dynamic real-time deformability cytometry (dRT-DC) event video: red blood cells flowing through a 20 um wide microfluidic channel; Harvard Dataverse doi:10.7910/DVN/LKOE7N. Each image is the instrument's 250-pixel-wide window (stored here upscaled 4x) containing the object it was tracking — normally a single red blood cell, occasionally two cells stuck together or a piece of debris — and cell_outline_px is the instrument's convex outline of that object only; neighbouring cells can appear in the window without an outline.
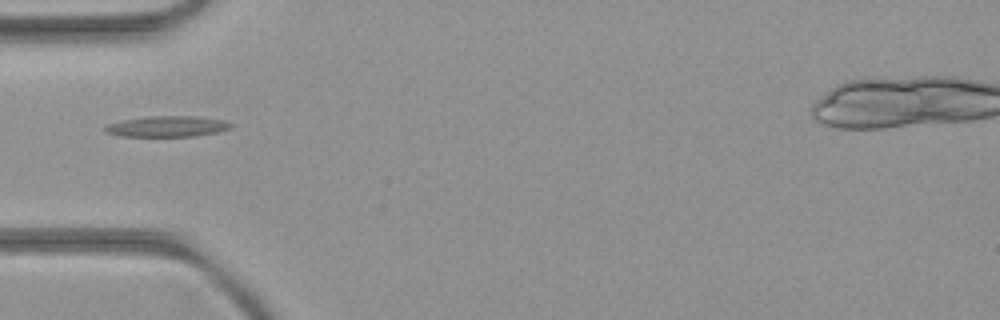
{"species": "common noctule bat (a hibernating species)", "species_latin": "Nyctalus noctula", "temperature_condition": "room temperature", "stored_images_in_passage": 6, "camera_frame_rate_fps": 3000, "um_per_image_px": 0.085, "animal": {"sex": "female", "body_mass_g": 21.9}, "frame": {"image": 1, "passage_image": 5, "time_ms": 5.667, "image_size_px": [1000, 320], "cell_outline_px": [[232, 128], [216, 132], [196, 136], [120, 136], [104, 132], [100, 128], [108, 124], [124, 120], [144, 116], [196, 116], [224, 120], [232, 124]], "centroid_in_image_um": [14.17, 10.74], "position_along_channel_um": 70.8, "area_um2": 15.37}}
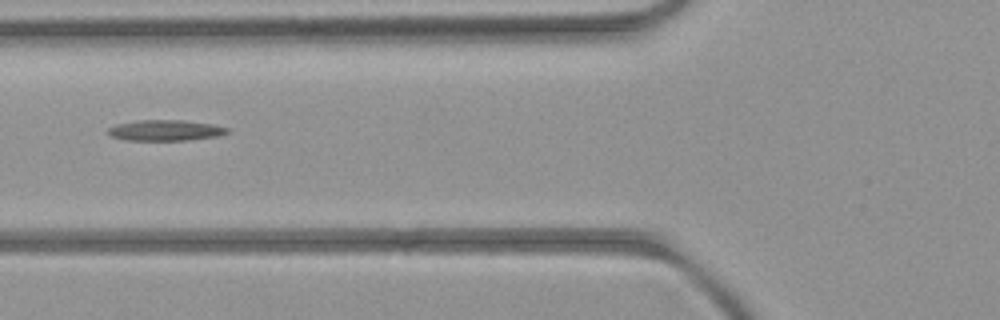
{"frame": {"image": 2, "passage_image": 6, "time_ms": 6.667, "image_size_px": [1000, 320], "cell_outline_px": [[232, 132], [216, 136], [188, 140], [124, 140], [112, 136], [108, 132], [108, 128], [116, 124], [140, 120], [184, 120], [212, 124], [228, 128]], "centroid_in_image_um": [14.08, 11.07], "position_along_channel_um": 111.7, "area_um2": 14.39}}